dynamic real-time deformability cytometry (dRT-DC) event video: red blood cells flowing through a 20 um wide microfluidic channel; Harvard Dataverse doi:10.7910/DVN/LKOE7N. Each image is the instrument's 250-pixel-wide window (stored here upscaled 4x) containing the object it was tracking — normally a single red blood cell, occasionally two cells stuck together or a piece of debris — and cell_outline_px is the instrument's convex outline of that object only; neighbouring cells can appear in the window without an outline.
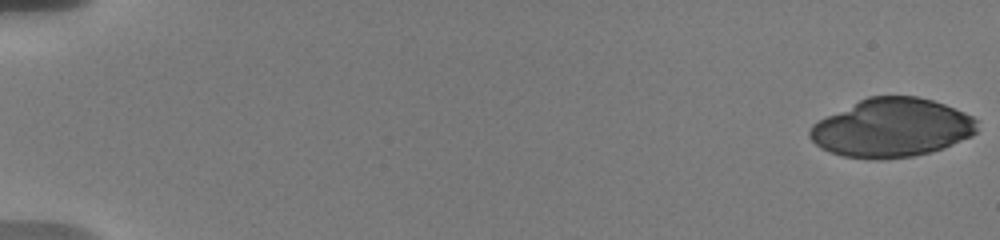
{"species": "human", "species_latin": "Homo sapiens", "temperature_condition": "warm", "stored_images_in_passage": 41, "camera_frame_rate_fps": 3000, "um_per_image_px": 0.085, "donor": {"sex": "male"}, "frame": {"image": 1, "passage_image": 1, "time_ms": 0.0, "image_size_px": [1000, 240], "cell_outline_px": [[976, 132], [972, 136], [944, 148], [912, 156], [876, 160], [844, 156], [820, 148], [808, 136], [808, 132], [812, 124], [816, 120], [868, 96], [916, 96], [932, 100], [944, 104], [964, 112], [972, 116], [976, 120]], "centroid_in_image_um": [75.77, 10.86], "position_along_channel_um": 9.2, "area_um2": 57.16}}